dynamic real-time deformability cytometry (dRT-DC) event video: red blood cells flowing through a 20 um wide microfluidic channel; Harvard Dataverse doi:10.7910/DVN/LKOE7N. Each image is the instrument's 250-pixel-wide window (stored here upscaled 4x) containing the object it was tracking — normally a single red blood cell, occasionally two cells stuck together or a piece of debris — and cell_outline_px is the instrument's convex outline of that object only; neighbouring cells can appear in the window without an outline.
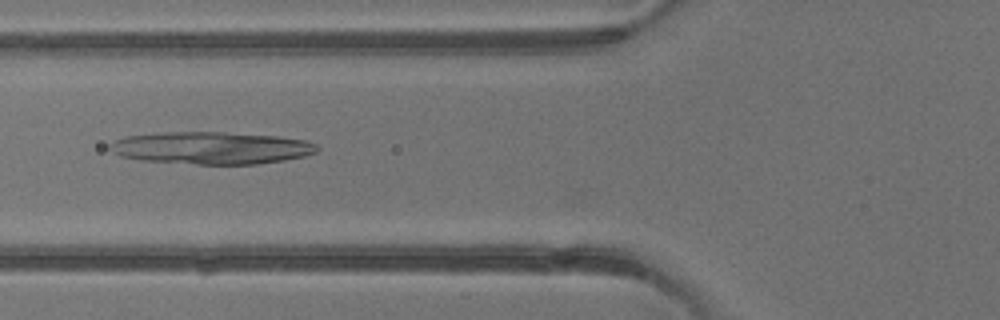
{"species": "common noctule bat (a hibernating species)", "species_latin": "Nyctalus noctula", "temperature_condition": "warm", "stored_images_in_passage": 4, "camera_frame_rate_fps": 3000, "um_per_image_px": 0.085, "animal": {"sex": "male", "body_mass_g": 13.3}, "frame": {"image": 1, "passage_image": 4, "time_ms": 4.333, "image_size_px": [1000, 320], "cell_outline_px": [[320, 148], [316, 152], [304, 156], [284, 160], [256, 164], [196, 164], [144, 160], [120, 156], [112, 152], [108, 148], [108, 144], [124, 136], [160, 132], [224, 132], [276, 136], [304, 140], [316, 144]], "centroid_in_image_um": [17.94, 12.57], "position_along_channel_um": 107.9, "area_um2": 39.02}}